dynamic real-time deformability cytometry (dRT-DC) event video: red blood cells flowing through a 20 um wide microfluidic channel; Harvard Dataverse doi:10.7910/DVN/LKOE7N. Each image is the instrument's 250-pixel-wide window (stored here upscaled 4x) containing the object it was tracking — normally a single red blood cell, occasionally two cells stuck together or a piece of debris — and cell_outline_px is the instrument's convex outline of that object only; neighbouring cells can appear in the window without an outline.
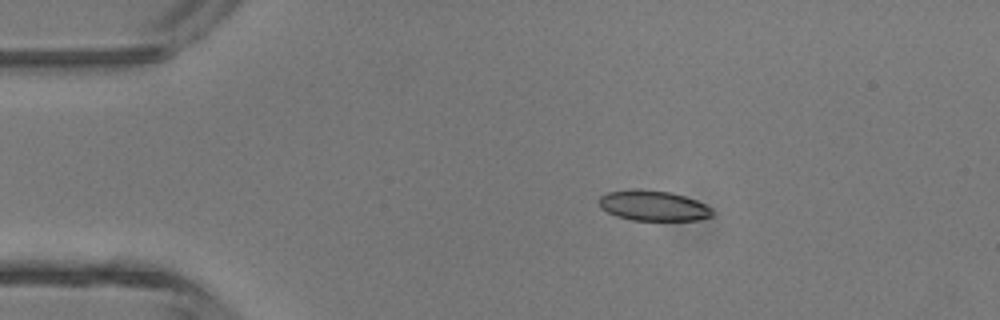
{"species": "common noctule bat (a hibernating species)", "species_latin": "Nyctalus noctula", "temperature_condition": "room temperature", "stored_images_in_passage": 4, "camera_frame_rate_fps": 3000, "um_per_image_px": 0.085, "animal": {"sex": "male", "body_mass_g": 13.3}, "frame": {"image": 1, "passage_image": 2, "time_ms": 0.333, "image_size_px": [1000, 320], "cell_outline_px": [[712, 216], [700, 220], [632, 220], [616, 216], [600, 208], [600, 196], [608, 192], [636, 188], [640, 188], [672, 192], [696, 200], [712, 208]], "centroid_in_image_um": [55.52, 17.47], "position_along_channel_um": 29.5, "area_um2": 20.11}}
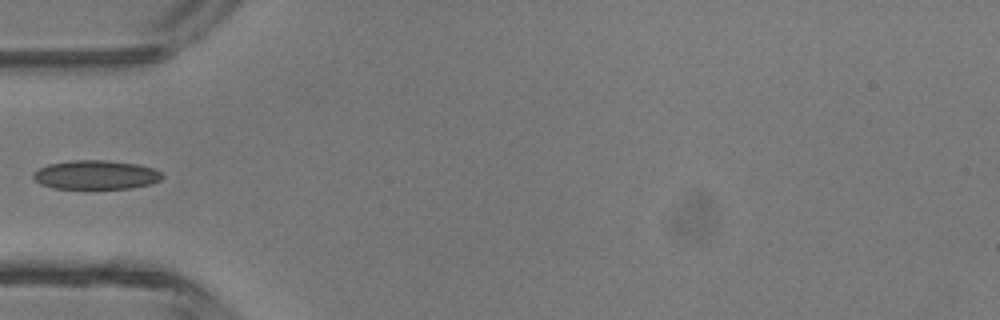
{"frame": {"image": 2, "passage_image": 4, "time_ms": 1.0, "image_size_px": [1000, 320], "cell_outline_px": [[164, 176], [160, 180], [152, 184], [132, 188], [52, 188], [40, 184], [32, 176], [32, 172], [48, 164], [72, 160], [104, 160], [136, 164], [152, 168], [160, 172]], "centroid_in_image_um": [8.14, 14.86], "position_along_channel_um": 76.9, "area_um2": 21.73}}